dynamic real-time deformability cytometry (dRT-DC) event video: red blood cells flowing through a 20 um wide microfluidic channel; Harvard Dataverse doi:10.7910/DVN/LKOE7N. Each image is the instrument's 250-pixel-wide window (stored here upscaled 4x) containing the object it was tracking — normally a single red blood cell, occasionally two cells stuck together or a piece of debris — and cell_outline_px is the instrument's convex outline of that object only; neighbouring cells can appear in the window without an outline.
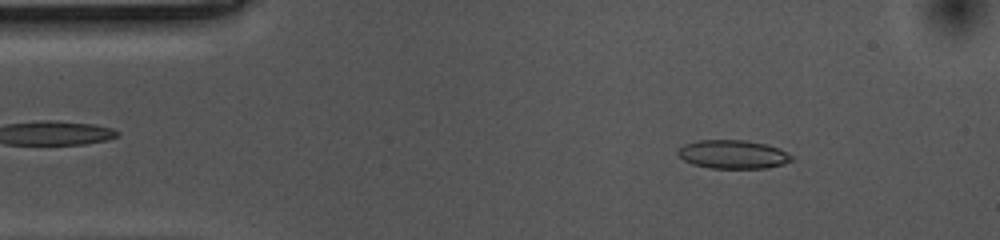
{"species": "common noctule bat (a hibernating species)", "species_latin": "Nyctalus noctula", "temperature_condition": "cold", "stored_images_in_passage": 54, "camera_frame_rate_fps": 3000, "um_per_image_px": 0.085, "animal": {"sex": "female", "body_mass_g": 10.0, "forearm_length_mm": 53.1}, "frame": {"image": 1, "passage_image": 6, "time_ms": 1.667, "image_size_px": [1000, 240], "cell_outline_px": [[792, 160], [784, 164], [768, 168], [712, 168], [692, 164], [684, 160], [676, 152], [684, 144], [700, 140], [744, 140], [768, 144], [780, 148], [792, 156]], "centroid_in_image_um": [62.33, 13.12], "position_along_channel_um": 22.7, "area_um2": 18.96}}
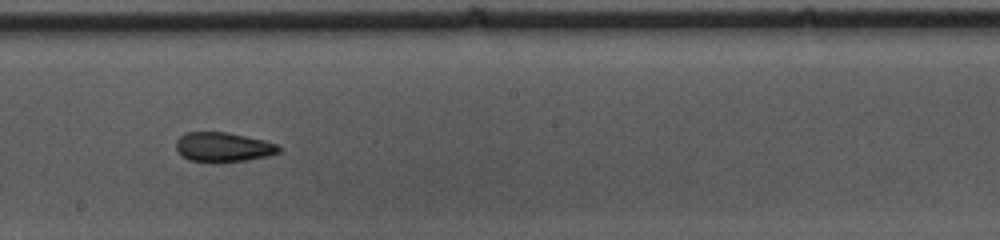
{"frame": {"image": 2, "passage_image": 28, "time_ms": 9.0, "image_size_px": [1000, 240], "cell_outline_px": [[280, 152], [268, 156], [248, 160], [188, 160], [176, 148], [176, 140], [180, 136], [188, 132], [228, 132], [264, 140], [276, 144], [280, 148]], "centroid_in_image_um": [19.0, 12.47], "position_along_channel_um": 229.2, "area_um2": 17.11}}
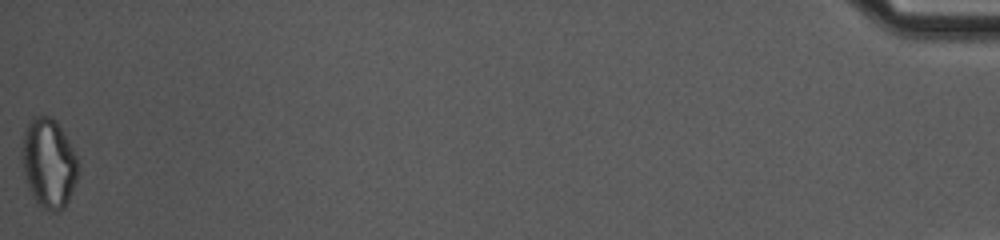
{"frame": {"image": 3, "passage_image": 54, "time_ms": 17.667, "image_size_px": [1000, 240], "cell_outline_px": [[80, 164], [76, 180], [68, 200], [64, 208], [56, 212], [48, 212], [32, 196], [28, 188], [24, 172], [20, 152], [24, 132], [28, 120], [32, 116], [52, 116], [56, 120], [64, 132]], "centroid_in_image_um": [4.13, 13.84], "position_along_channel_um": 431.1, "area_um2": 29.54}, "authors_computed_cell_mechanics": {"area_um2": 18.9295, "velocity_mm_per_s": 3.5533, "shape_relaxation_time_tau1_ms": 8.035, "shape_relaxation_time_tau2_ms": 4.0097, "deformation_change_tau1": 0.1694, "deformation_change_tau2": 0.1126}}